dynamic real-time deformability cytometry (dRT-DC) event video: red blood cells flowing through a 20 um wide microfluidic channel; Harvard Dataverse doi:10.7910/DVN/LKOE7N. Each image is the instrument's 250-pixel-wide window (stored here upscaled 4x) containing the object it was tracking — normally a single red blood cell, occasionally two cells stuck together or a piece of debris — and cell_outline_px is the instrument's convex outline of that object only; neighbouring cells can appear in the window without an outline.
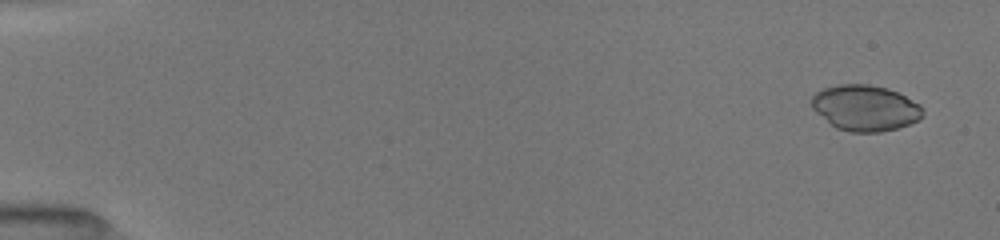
{"species": "common noctule bat (a hibernating species)", "species_latin": "Nyctalus noctula", "temperature_condition": "room temperature", "stored_images_in_passage": 51, "camera_frame_rate_fps": 3000, "um_per_image_px": 0.085, "animal": {"sex": "female", "body_mass_g": 19.5, "forearm_length_mm": 54.1}, "frame": {"image": 1, "passage_image": 3, "time_ms": 0.667, "image_size_px": [1000, 240], "cell_outline_px": [[924, 116], [908, 124], [896, 128], [880, 132], [848, 132], [836, 128], [816, 112], [812, 108], [812, 96], [816, 92], [824, 88], [840, 84], [868, 84], [888, 88], [920, 104], [924, 108]], "centroid_in_image_um": [73.55, 9.17], "position_along_channel_um": 11.5, "area_um2": 29.59}}
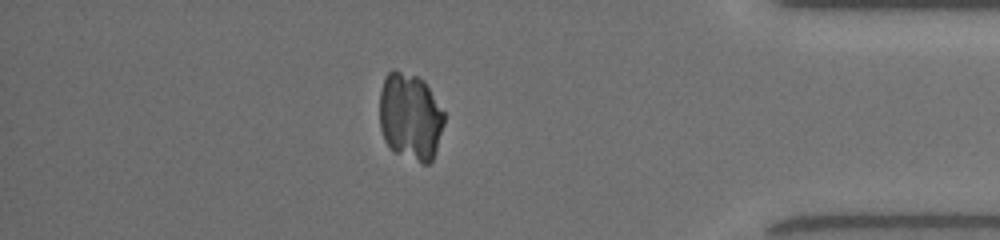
{"frame": {"image": 2, "passage_image": 45, "time_ms": 14.667, "image_size_px": [1000, 240], "cell_outline_px": [[444, 124], [432, 160], [428, 164], [424, 164], [396, 152], [384, 140], [380, 128], [380, 92], [384, 76], [392, 68], [416, 76], [424, 80], [444, 112]], "centroid_in_image_um": [34.86, 9.87], "position_along_channel_um": 400.3, "area_um2": 32.77}}